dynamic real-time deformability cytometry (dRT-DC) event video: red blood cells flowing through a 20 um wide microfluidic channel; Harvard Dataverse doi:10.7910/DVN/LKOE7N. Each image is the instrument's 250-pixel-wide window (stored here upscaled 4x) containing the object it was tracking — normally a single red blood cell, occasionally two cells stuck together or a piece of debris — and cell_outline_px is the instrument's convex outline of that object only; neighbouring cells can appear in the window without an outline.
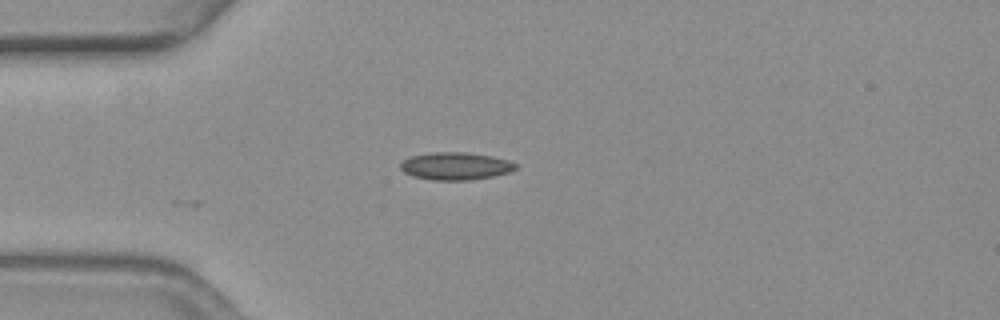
{"species": "common noctule bat (a hibernating species)", "species_latin": "Nyctalus noctula", "temperature_condition": "warm", "stored_images_in_passage": 3, "camera_frame_rate_fps": 3000, "um_per_image_px": 0.085, "animal": {"sex": "female", "body_mass_g": 19.3, "forearm_length_mm": 54.1}, "frame": {"image": 1, "passage_image": 1, "time_ms": 0.0, "image_size_px": [1000, 320], "cell_outline_px": [[516, 168], [508, 172], [492, 176], [472, 180], [432, 180], [412, 176], [404, 172], [400, 168], [400, 164], [404, 160], [412, 156], [432, 152], [464, 152], [492, 156], [508, 160], [516, 164]], "centroid_in_image_um": [38.7, 14.12], "position_along_channel_um": 46.3, "area_um2": 18.38}}